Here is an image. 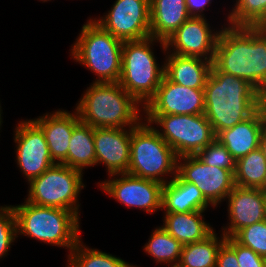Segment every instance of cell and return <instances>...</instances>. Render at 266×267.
I'll return each instance as SVG.
<instances>
[{
  "label": "cell",
  "mask_w": 266,
  "mask_h": 267,
  "mask_svg": "<svg viewBox=\"0 0 266 267\" xmlns=\"http://www.w3.org/2000/svg\"><path fill=\"white\" fill-rule=\"evenodd\" d=\"M164 76L179 85L204 89L212 61L191 56H180L166 51Z\"/></svg>",
  "instance_id": "cell-20"
},
{
  "label": "cell",
  "mask_w": 266,
  "mask_h": 267,
  "mask_svg": "<svg viewBox=\"0 0 266 267\" xmlns=\"http://www.w3.org/2000/svg\"><path fill=\"white\" fill-rule=\"evenodd\" d=\"M37 1H42V3H44V2H49V1H51V0H37ZM54 1V0H53Z\"/></svg>",
  "instance_id": "cell-42"
},
{
  "label": "cell",
  "mask_w": 266,
  "mask_h": 267,
  "mask_svg": "<svg viewBox=\"0 0 266 267\" xmlns=\"http://www.w3.org/2000/svg\"><path fill=\"white\" fill-rule=\"evenodd\" d=\"M224 20L219 29L211 27L206 17H190L165 40L166 51L213 61L219 33L227 22Z\"/></svg>",
  "instance_id": "cell-14"
},
{
  "label": "cell",
  "mask_w": 266,
  "mask_h": 267,
  "mask_svg": "<svg viewBox=\"0 0 266 267\" xmlns=\"http://www.w3.org/2000/svg\"><path fill=\"white\" fill-rule=\"evenodd\" d=\"M225 239L214 231L202 241L184 245L179 263L184 267H216L217 253Z\"/></svg>",
  "instance_id": "cell-25"
},
{
  "label": "cell",
  "mask_w": 266,
  "mask_h": 267,
  "mask_svg": "<svg viewBox=\"0 0 266 267\" xmlns=\"http://www.w3.org/2000/svg\"><path fill=\"white\" fill-rule=\"evenodd\" d=\"M168 267H184L182 266L180 263H174V264H171V265H167Z\"/></svg>",
  "instance_id": "cell-39"
},
{
  "label": "cell",
  "mask_w": 266,
  "mask_h": 267,
  "mask_svg": "<svg viewBox=\"0 0 266 267\" xmlns=\"http://www.w3.org/2000/svg\"><path fill=\"white\" fill-rule=\"evenodd\" d=\"M191 16L186 0H150V33L165 41Z\"/></svg>",
  "instance_id": "cell-23"
},
{
  "label": "cell",
  "mask_w": 266,
  "mask_h": 267,
  "mask_svg": "<svg viewBox=\"0 0 266 267\" xmlns=\"http://www.w3.org/2000/svg\"><path fill=\"white\" fill-rule=\"evenodd\" d=\"M158 43L165 56V41L152 36L123 42L121 75L118 83L143 107L156 94L164 77L165 58L159 64L153 47L154 45L157 47Z\"/></svg>",
  "instance_id": "cell-5"
},
{
  "label": "cell",
  "mask_w": 266,
  "mask_h": 267,
  "mask_svg": "<svg viewBox=\"0 0 266 267\" xmlns=\"http://www.w3.org/2000/svg\"><path fill=\"white\" fill-rule=\"evenodd\" d=\"M66 267H138L121 257L84 244L81 238L67 255Z\"/></svg>",
  "instance_id": "cell-26"
},
{
  "label": "cell",
  "mask_w": 266,
  "mask_h": 267,
  "mask_svg": "<svg viewBox=\"0 0 266 267\" xmlns=\"http://www.w3.org/2000/svg\"><path fill=\"white\" fill-rule=\"evenodd\" d=\"M91 19L123 42L151 36L150 0H116L103 16Z\"/></svg>",
  "instance_id": "cell-11"
},
{
  "label": "cell",
  "mask_w": 266,
  "mask_h": 267,
  "mask_svg": "<svg viewBox=\"0 0 266 267\" xmlns=\"http://www.w3.org/2000/svg\"><path fill=\"white\" fill-rule=\"evenodd\" d=\"M204 115L215 135L251 117L264 95L250 82L219 71L213 64L204 87Z\"/></svg>",
  "instance_id": "cell-2"
},
{
  "label": "cell",
  "mask_w": 266,
  "mask_h": 267,
  "mask_svg": "<svg viewBox=\"0 0 266 267\" xmlns=\"http://www.w3.org/2000/svg\"><path fill=\"white\" fill-rule=\"evenodd\" d=\"M212 64L266 96V27L223 25Z\"/></svg>",
  "instance_id": "cell-1"
},
{
  "label": "cell",
  "mask_w": 266,
  "mask_h": 267,
  "mask_svg": "<svg viewBox=\"0 0 266 267\" xmlns=\"http://www.w3.org/2000/svg\"><path fill=\"white\" fill-rule=\"evenodd\" d=\"M83 176L84 172L56 163L27 184L24 199L38 206L67 209L81 217L79 198L86 188Z\"/></svg>",
  "instance_id": "cell-8"
},
{
  "label": "cell",
  "mask_w": 266,
  "mask_h": 267,
  "mask_svg": "<svg viewBox=\"0 0 266 267\" xmlns=\"http://www.w3.org/2000/svg\"><path fill=\"white\" fill-rule=\"evenodd\" d=\"M262 109H263L265 117H266V96H264V98H263Z\"/></svg>",
  "instance_id": "cell-38"
},
{
  "label": "cell",
  "mask_w": 266,
  "mask_h": 267,
  "mask_svg": "<svg viewBox=\"0 0 266 267\" xmlns=\"http://www.w3.org/2000/svg\"><path fill=\"white\" fill-rule=\"evenodd\" d=\"M69 49L70 58L91 71L93 83H115L121 75L123 41L103 30L91 17Z\"/></svg>",
  "instance_id": "cell-6"
},
{
  "label": "cell",
  "mask_w": 266,
  "mask_h": 267,
  "mask_svg": "<svg viewBox=\"0 0 266 267\" xmlns=\"http://www.w3.org/2000/svg\"><path fill=\"white\" fill-rule=\"evenodd\" d=\"M260 189L266 193V178H265V181L263 183V186Z\"/></svg>",
  "instance_id": "cell-40"
},
{
  "label": "cell",
  "mask_w": 266,
  "mask_h": 267,
  "mask_svg": "<svg viewBox=\"0 0 266 267\" xmlns=\"http://www.w3.org/2000/svg\"><path fill=\"white\" fill-rule=\"evenodd\" d=\"M15 213L12 205L0 206V260L9 255L11 246L17 242Z\"/></svg>",
  "instance_id": "cell-31"
},
{
  "label": "cell",
  "mask_w": 266,
  "mask_h": 267,
  "mask_svg": "<svg viewBox=\"0 0 266 267\" xmlns=\"http://www.w3.org/2000/svg\"><path fill=\"white\" fill-rule=\"evenodd\" d=\"M17 237H29L40 243L67 249L68 255L81 237V219L73 211L43 207L24 200L12 205Z\"/></svg>",
  "instance_id": "cell-4"
},
{
  "label": "cell",
  "mask_w": 266,
  "mask_h": 267,
  "mask_svg": "<svg viewBox=\"0 0 266 267\" xmlns=\"http://www.w3.org/2000/svg\"><path fill=\"white\" fill-rule=\"evenodd\" d=\"M225 241L235 250L239 267H265L266 259L252 249L240 245L232 237H226Z\"/></svg>",
  "instance_id": "cell-33"
},
{
  "label": "cell",
  "mask_w": 266,
  "mask_h": 267,
  "mask_svg": "<svg viewBox=\"0 0 266 267\" xmlns=\"http://www.w3.org/2000/svg\"><path fill=\"white\" fill-rule=\"evenodd\" d=\"M213 0H186L187 11L191 17H206L204 11L210 10Z\"/></svg>",
  "instance_id": "cell-35"
},
{
  "label": "cell",
  "mask_w": 266,
  "mask_h": 267,
  "mask_svg": "<svg viewBox=\"0 0 266 267\" xmlns=\"http://www.w3.org/2000/svg\"><path fill=\"white\" fill-rule=\"evenodd\" d=\"M130 149L128 174L163 185L177 175V155L144 119L131 127Z\"/></svg>",
  "instance_id": "cell-7"
},
{
  "label": "cell",
  "mask_w": 266,
  "mask_h": 267,
  "mask_svg": "<svg viewBox=\"0 0 266 267\" xmlns=\"http://www.w3.org/2000/svg\"><path fill=\"white\" fill-rule=\"evenodd\" d=\"M216 267H239L235 250L226 241L218 250Z\"/></svg>",
  "instance_id": "cell-34"
},
{
  "label": "cell",
  "mask_w": 266,
  "mask_h": 267,
  "mask_svg": "<svg viewBox=\"0 0 266 267\" xmlns=\"http://www.w3.org/2000/svg\"><path fill=\"white\" fill-rule=\"evenodd\" d=\"M177 174L197 186L215 209L221 206L235 187L231 171L206 165L197 155L178 157Z\"/></svg>",
  "instance_id": "cell-13"
},
{
  "label": "cell",
  "mask_w": 266,
  "mask_h": 267,
  "mask_svg": "<svg viewBox=\"0 0 266 267\" xmlns=\"http://www.w3.org/2000/svg\"><path fill=\"white\" fill-rule=\"evenodd\" d=\"M264 209H265V220H266V193H265Z\"/></svg>",
  "instance_id": "cell-41"
},
{
  "label": "cell",
  "mask_w": 266,
  "mask_h": 267,
  "mask_svg": "<svg viewBox=\"0 0 266 267\" xmlns=\"http://www.w3.org/2000/svg\"><path fill=\"white\" fill-rule=\"evenodd\" d=\"M232 238L266 259V220L240 229Z\"/></svg>",
  "instance_id": "cell-30"
},
{
  "label": "cell",
  "mask_w": 266,
  "mask_h": 267,
  "mask_svg": "<svg viewBox=\"0 0 266 267\" xmlns=\"http://www.w3.org/2000/svg\"><path fill=\"white\" fill-rule=\"evenodd\" d=\"M197 156L209 166L227 169L233 174L236 170V160L227 148L217 139L202 149Z\"/></svg>",
  "instance_id": "cell-32"
},
{
  "label": "cell",
  "mask_w": 266,
  "mask_h": 267,
  "mask_svg": "<svg viewBox=\"0 0 266 267\" xmlns=\"http://www.w3.org/2000/svg\"><path fill=\"white\" fill-rule=\"evenodd\" d=\"M67 166L81 172L96 166L94 127L81 121L74 127L68 147Z\"/></svg>",
  "instance_id": "cell-24"
},
{
  "label": "cell",
  "mask_w": 266,
  "mask_h": 267,
  "mask_svg": "<svg viewBox=\"0 0 266 267\" xmlns=\"http://www.w3.org/2000/svg\"><path fill=\"white\" fill-rule=\"evenodd\" d=\"M75 109L80 121L94 128H131L144 119V107L118 82H92Z\"/></svg>",
  "instance_id": "cell-3"
},
{
  "label": "cell",
  "mask_w": 266,
  "mask_h": 267,
  "mask_svg": "<svg viewBox=\"0 0 266 267\" xmlns=\"http://www.w3.org/2000/svg\"><path fill=\"white\" fill-rule=\"evenodd\" d=\"M266 178V158L258 147L236 161L235 186L261 188Z\"/></svg>",
  "instance_id": "cell-28"
},
{
  "label": "cell",
  "mask_w": 266,
  "mask_h": 267,
  "mask_svg": "<svg viewBox=\"0 0 266 267\" xmlns=\"http://www.w3.org/2000/svg\"><path fill=\"white\" fill-rule=\"evenodd\" d=\"M205 213V211L164 213L161 226L183 246L199 242L216 230L205 221Z\"/></svg>",
  "instance_id": "cell-22"
},
{
  "label": "cell",
  "mask_w": 266,
  "mask_h": 267,
  "mask_svg": "<svg viewBox=\"0 0 266 267\" xmlns=\"http://www.w3.org/2000/svg\"><path fill=\"white\" fill-rule=\"evenodd\" d=\"M106 193L125 208L140 209L147 214L162 211L163 184L128 173L113 174L97 183Z\"/></svg>",
  "instance_id": "cell-10"
},
{
  "label": "cell",
  "mask_w": 266,
  "mask_h": 267,
  "mask_svg": "<svg viewBox=\"0 0 266 267\" xmlns=\"http://www.w3.org/2000/svg\"><path fill=\"white\" fill-rule=\"evenodd\" d=\"M205 112L204 89L179 85L163 77L144 115H198Z\"/></svg>",
  "instance_id": "cell-15"
},
{
  "label": "cell",
  "mask_w": 266,
  "mask_h": 267,
  "mask_svg": "<svg viewBox=\"0 0 266 267\" xmlns=\"http://www.w3.org/2000/svg\"><path fill=\"white\" fill-rule=\"evenodd\" d=\"M18 122L13 131L15 162L29 183L56 163L50 156L43 130L32 119Z\"/></svg>",
  "instance_id": "cell-12"
},
{
  "label": "cell",
  "mask_w": 266,
  "mask_h": 267,
  "mask_svg": "<svg viewBox=\"0 0 266 267\" xmlns=\"http://www.w3.org/2000/svg\"><path fill=\"white\" fill-rule=\"evenodd\" d=\"M209 207L214 209L205 199L200 189L194 184L184 181L178 174L163 185V213L206 211L209 210Z\"/></svg>",
  "instance_id": "cell-21"
},
{
  "label": "cell",
  "mask_w": 266,
  "mask_h": 267,
  "mask_svg": "<svg viewBox=\"0 0 266 267\" xmlns=\"http://www.w3.org/2000/svg\"><path fill=\"white\" fill-rule=\"evenodd\" d=\"M130 138L131 128H94L96 166L104 165L107 176L127 173Z\"/></svg>",
  "instance_id": "cell-17"
},
{
  "label": "cell",
  "mask_w": 266,
  "mask_h": 267,
  "mask_svg": "<svg viewBox=\"0 0 266 267\" xmlns=\"http://www.w3.org/2000/svg\"><path fill=\"white\" fill-rule=\"evenodd\" d=\"M265 127L266 117L261 107L245 121L230 129L220 131L216 135V139L227 148L237 161L259 147Z\"/></svg>",
  "instance_id": "cell-19"
},
{
  "label": "cell",
  "mask_w": 266,
  "mask_h": 267,
  "mask_svg": "<svg viewBox=\"0 0 266 267\" xmlns=\"http://www.w3.org/2000/svg\"><path fill=\"white\" fill-rule=\"evenodd\" d=\"M32 120L43 130L53 161L67 165L70 138L74 127L80 122L76 109L71 112L59 108Z\"/></svg>",
  "instance_id": "cell-18"
},
{
  "label": "cell",
  "mask_w": 266,
  "mask_h": 267,
  "mask_svg": "<svg viewBox=\"0 0 266 267\" xmlns=\"http://www.w3.org/2000/svg\"><path fill=\"white\" fill-rule=\"evenodd\" d=\"M226 13V23L232 26L266 27L265 0H233Z\"/></svg>",
  "instance_id": "cell-29"
},
{
  "label": "cell",
  "mask_w": 266,
  "mask_h": 267,
  "mask_svg": "<svg viewBox=\"0 0 266 267\" xmlns=\"http://www.w3.org/2000/svg\"><path fill=\"white\" fill-rule=\"evenodd\" d=\"M182 247L162 226H156L142 248L157 264L171 265L179 263Z\"/></svg>",
  "instance_id": "cell-27"
},
{
  "label": "cell",
  "mask_w": 266,
  "mask_h": 267,
  "mask_svg": "<svg viewBox=\"0 0 266 267\" xmlns=\"http://www.w3.org/2000/svg\"><path fill=\"white\" fill-rule=\"evenodd\" d=\"M2 114H3V110H2V106H1V102H0V130H1V127H2V124H3V119H2L3 115Z\"/></svg>",
  "instance_id": "cell-37"
},
{
  "label": "cell",
  "mask_w": 266,
  "mask_h": 267,
  "mask_svg": "<svg viewBox=\"0 0 266 267\" xmlns=\"http://www.w3.org/2000/svg\"><path fill=\"white\" fill-rule=\"evenodd\" d=\"M225 202L229 222L220 230L225 237H233L240 229L265 220V192L260 188L235 186Z\"/></svg>",
  "instance_id": "cell-16"
},
{
  "label": "cell",
  "mask_w": 266,
  "mask_h": 267,
  "mask_svg": "<svg viewBox=\"0 0 266 267\" xmlns=\"http://www.w3.org/2000/svg\"><path fill=\"white\" fill-rule=\"evenodd\" d=\"M259 148L261 149L263 155L266 158V127L264 128L262 132Z\"/></svg>",
  "instance_id": "cell-36"
},
{
  "label": "cell",
  "mask_w": 266,
  "mask_h": 267,
  "mask_svg": "<svg viewBox=\"0 0 266 267\" xmlns=\"http://www.w3.org/2000/svg\"><path fill=\"white\" fill-rule=\"evenodd\" d=\"M148 122L174 150L177 157L197 155L216 135L204 114L144 115Z\"/></svg>",
  "instance_id": "cell-9"
}]
</instances>
